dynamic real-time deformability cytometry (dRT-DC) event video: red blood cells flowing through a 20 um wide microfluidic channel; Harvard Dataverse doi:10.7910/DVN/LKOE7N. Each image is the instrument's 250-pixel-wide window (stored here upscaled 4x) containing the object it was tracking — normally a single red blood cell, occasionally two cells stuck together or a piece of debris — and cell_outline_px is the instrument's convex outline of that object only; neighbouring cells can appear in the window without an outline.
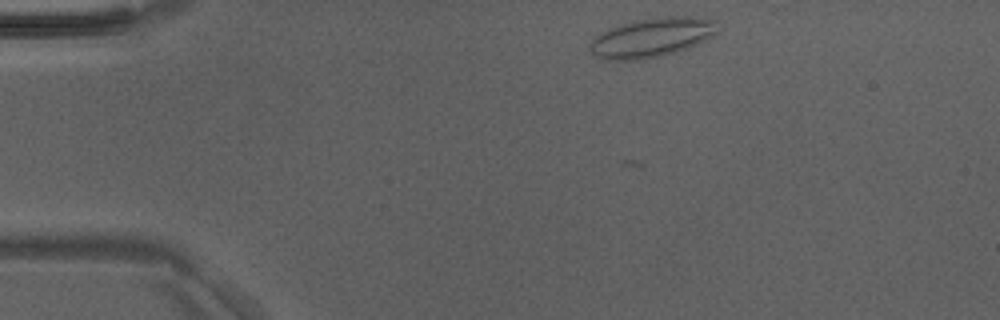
{"species": "Egyptian fruit bat (a non-hibernating species)", "species_latin": "Rousettus aegyptiacus", "temperature_condition": "room temperature", "stored_images_in_passage": 40, "camera_frame_rate_fps": 3000, "um_per_image_px": 0.085, "animal": {"sex": "male"}, "frame": {"image": 1, "passage_image": 1, "time_ms": 0.0, "image_size_px": [1000, 320], "cell_outline_px": [[716, 32], [712, 36], [688, 48], [676, 52], [660, 56], [640, 60], [608, 60], [596, 56], [588, 48], [588, 44], [596, 36], [608, 28], [620, 24], [640, 20], [668, 16], [688, 16], [716, 20]], "centroid_in_image_um": [55.37, 3.2], "position_along_channel_um": 29.6, "area_um2": 29.02}}
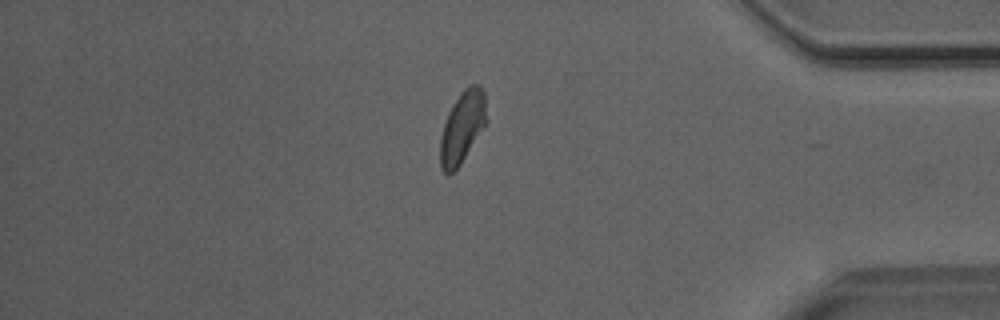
{"frame": {"image": 2, "passage_image": 33, "time_ms": 10.667, "image_size_px": [1000, 320], "cell_outline_px": [[488, 120], [460, 164], [452, 172], [444, 172], [440, 168], [440, 136], [448, 112], [452, 104], [464, 88], [468, 84], [480, 84], [484, 92]], "centroid_in_image_um": [39.31, 10.75], "position_along_channel_um": 395.9, "area_um2": 19.31}}
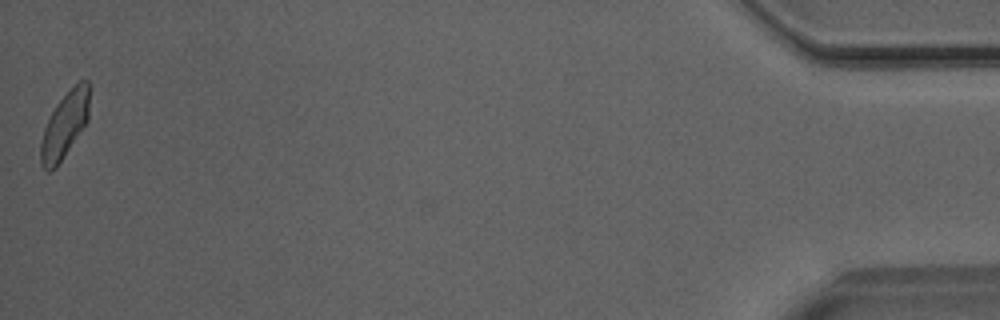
{"frame": {"image": 3, "passage_image": 40, "time_ms": 13.0, "image_size_px": [1000, 320], "cell_outline_px": [[88, 120], [56, 168], [48, 172], [40, 164], [40, 140], [44, 128], [56, 104], [80, 80], [88, 80]], "centroid_in_image_um": [5.46, 10.68], "position_along_channel_um": 429.7, "area_um2": 18.32}}